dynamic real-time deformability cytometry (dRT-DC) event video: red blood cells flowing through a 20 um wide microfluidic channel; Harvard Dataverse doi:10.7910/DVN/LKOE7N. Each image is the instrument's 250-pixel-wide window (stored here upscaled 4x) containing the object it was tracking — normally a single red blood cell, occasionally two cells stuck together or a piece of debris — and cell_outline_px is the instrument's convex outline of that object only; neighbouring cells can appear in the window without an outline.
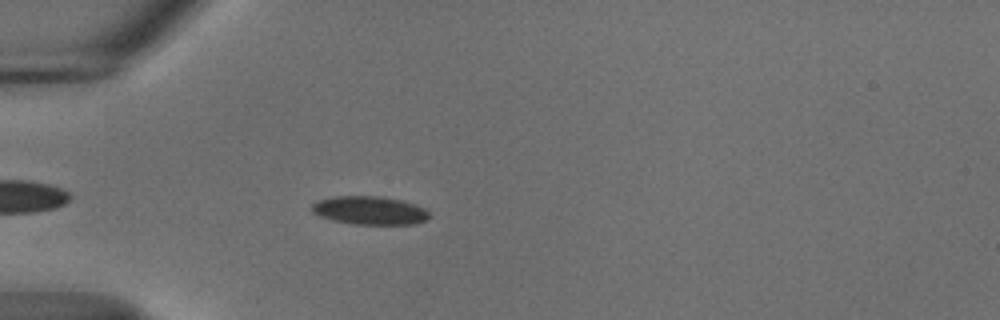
{"species": "common noctule bat (a hibernating species)", "species_latin": "Nyctalus noctula", "temperature_condition": "cold", "stored_images_in_passage": 40, "camera_frame_rate_fps": 3000, "um_per_image_px": 0.085, "animal": {"sex": "male", "body_mass_g": 18.8}, "frame": {"image": 1, "passage_image": 1, "time_ms": 0.0, "image_size_px": [1000, 320], "cell_outline_px": [[428, 220], [416, 224], [352, 224], [332, 220], [320, 216], [312, 212], [312, 204], [320, 200], [332, 196], [380, 196], [400, 200], [416, 204], [424, 208], [428, 212]], "centroid_in_image_um": [31.43, 17.89], "position_along_channel_um": 53.6, "area_um2": 19.42}}
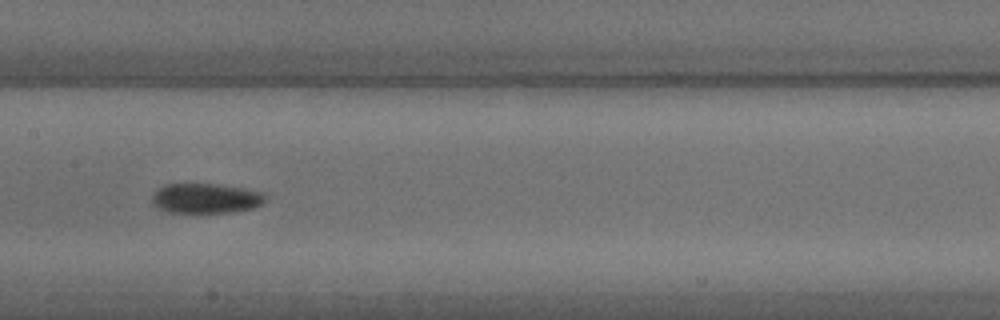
{"frame": {"image": 2, "passage_image": 13, "time_ms": 4.0, "image_size_px": [1000, 320], "cell_outline_px": [[268, 196], [260, 204], [252, 208], [232, 212], [168, 212], [156, 208], [152, 204], [152, 196], [164, 184], [216, 184], [244, 188], [260, 192]], "centroid_in_image_um": [17.47, 16.86], "position_along_channel_um": 189.9, "area_um2": 19.59}}
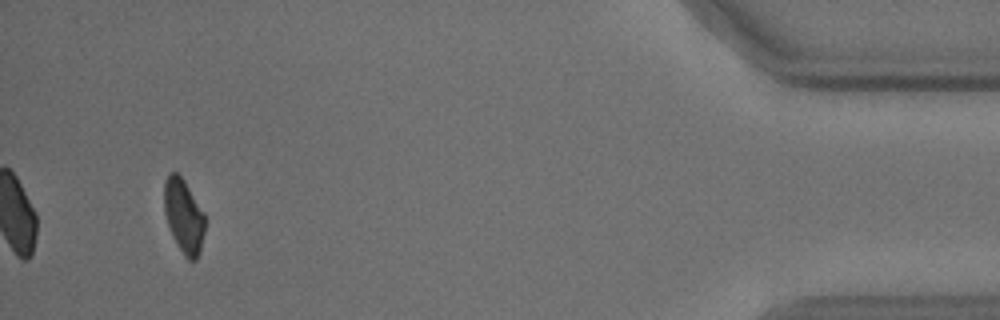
{"frame": {"image": 3, "passage_image": 37, "time_ms": 12.0, "image_size_px": [1000, 320], "cell_outline_px": [[204, 232], [200, 252], [196, 260], [188, 260], [184, 256], [172, 236], [164, 212], [164, 180], [168, 172], [176, 172], [184, 180], [204, 212]], "centroid_in_image_um": [15.6, 18.35], "position_along_channel_um": 419.6, "area_um2": 17.63}, "authors_computed_cell_mechanics": {"area_um2": 19.6231, "velocity_mm_per_s": 3.6965, "shape_relaxation_time_tau1_ms": 9.7836, "shape_relaxation_time_tau2_ms": null, "deformation_change_tau1": 0.1207, "deformation_change_tau2": null}}